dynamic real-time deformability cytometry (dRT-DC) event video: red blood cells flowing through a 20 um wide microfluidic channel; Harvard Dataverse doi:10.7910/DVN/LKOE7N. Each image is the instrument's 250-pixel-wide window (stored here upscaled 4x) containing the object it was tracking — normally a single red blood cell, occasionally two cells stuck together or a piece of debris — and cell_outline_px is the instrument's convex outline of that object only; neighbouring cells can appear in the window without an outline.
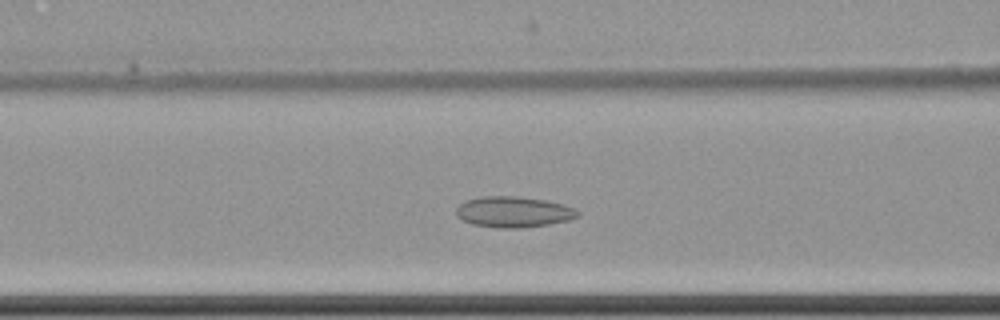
{"species": "common noctule bat (a hibernating species)", "species_latin": "Nyctalus noctula", "temperature_condition": "cold", "stored_images_in_passage": 56, "camera_frame_rate_fps": 3000, "um_per_image_px": 0.085, "animal": {"sex": "female", "body_mass_g": 22.7, "forearm_length_mm": 54.2}, "frame": {"image": 1, "passage_image": 21, "time_ms": 6.667, "image_size_px": [1000, 320], "cell_outline_px": [[580, 216], [568, 220], [548, 224], [516, 228], [500, 228], [472, 224], [456, 216], [456, 208], [464, 200], [480, 196], [520, 196], [544, 200], [564, 204], [576, 208], [580, 212]], "centroid_in_image_um": [43.65, 18.0], "position_along_channel_um": 122.9, "area_um2": 21.96}}
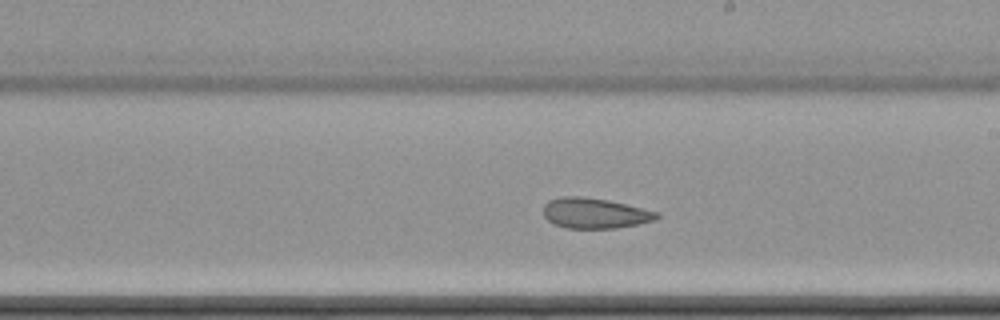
{"frame": {"image": 2, "passage_image": 31, "time_ms": 10.0, "image_size_px": [1000, 320], "cell_outline_px": [[660, 216], [656, 220], [616, 228], [568, 228], [552, 224], [544, 216], [544, 204], [548, 200], [560, 196], [584, 196], [608, 200], [660, 212]], "centroid_in_image_um": [50.55, 18.11], "position_along_channel_um": 238.5, "area_um2": 20.23}}
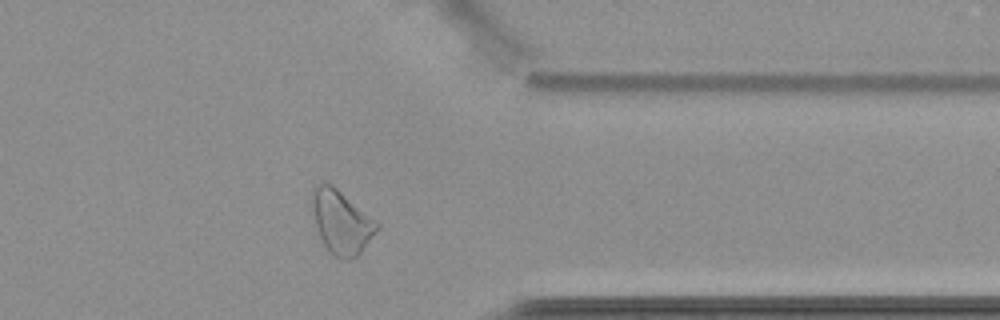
{"frame": {"image": 3, "passage_image": 44, "time_ms": 14.333, "image_size_px": [1000, 320], "cell_outline_px": [[380, 228], [360, 252], [356, 256], [348, 260], [340, 260], [328, 252], [316, 228], [308, 204], [308, 200], [312, 188], [320, 180], [332, 184], [380, 224]], "centroid_in_image_um": [28.93, 18.83], "position_along_channel_um": 382.5, "area_um2": 24.68}, "authors_computed_cell_mechanics": {"area_um2": 24.3338, "velocity_mm_per_s": 3.4691, "shape_relaxation_time_tau1_ms": 6.5687, "shape_relaxation_time_tau2_ms": 3.1991, "deformation_change_tau1": 0.068, "deformation_change_tau2": 0.0971}}